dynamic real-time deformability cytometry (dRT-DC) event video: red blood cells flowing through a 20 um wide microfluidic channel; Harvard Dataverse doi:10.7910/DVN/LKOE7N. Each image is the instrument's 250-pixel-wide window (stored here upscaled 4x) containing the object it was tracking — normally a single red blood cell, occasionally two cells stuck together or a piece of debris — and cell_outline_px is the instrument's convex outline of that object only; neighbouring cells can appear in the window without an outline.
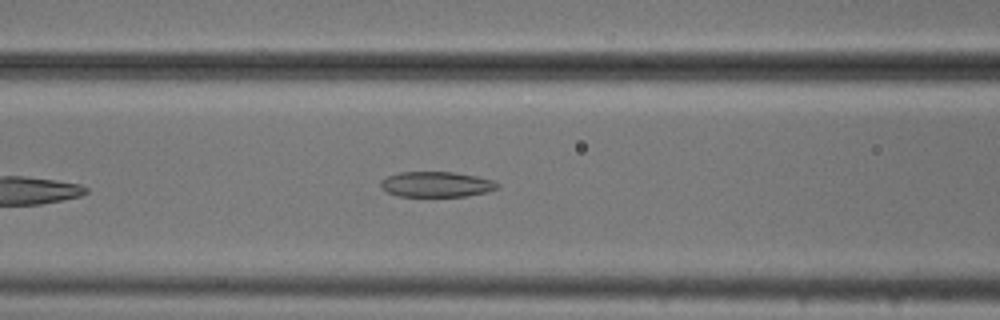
{"species": "common noctule bat (a hibernating species)", "species_latin": "Nyctalus noctula", "temperature_condition": "cold", "stored_images_in_passage": 40, "camera_frame_rate_fps": 3000, "um_per_image_px": 0.085, "animal": {"sex": "male", "body_mass_g": 20.5, "forearm_length_mm": 52.5}, "frame": {"image": 1, "passage_image": 9, "time_ms": 2.667, "image_size_px": [1000, 320], "cell_outline_px": [[500, 184], [496, 188], [488, 192], [468, 196], [400, 196], [388, 192], [380, 184], [380, 180], [388, 176], [400, 172], [452, 172], [476, 176], [492, 180]], "centroid_in_image_um": [37.11, 15.67], "position_along_channel_um": 129.5, "area_um2": 17.11}}
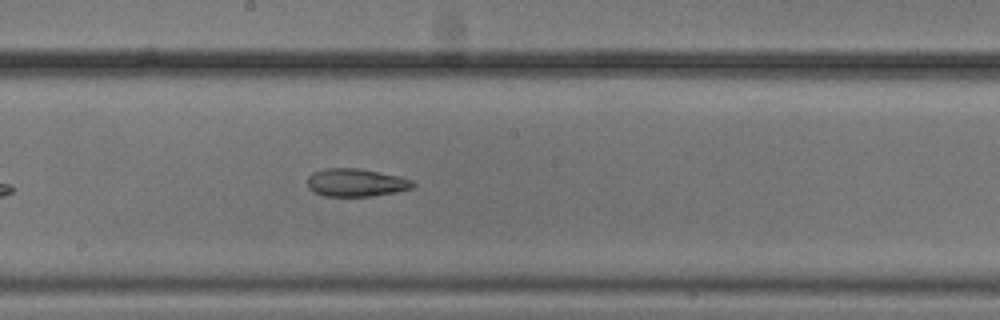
{"frame": {"image": 2, "passage_image": 16, "time_ms": 5.0, "image_size_px": [1000, 320], "cell_outline_px": [[416, 184], [412, 188], [396, 192], [372, 196], [324, 196], [312, 192], [308, 188], [308, 176], [312, 172], [324, 168], [360, 168], [396, 176], [412, 180]], "centroid_in_image_um": [30.21, 15.52], "position_along_channel_um": 218.0, "area_um2": 17.22}}
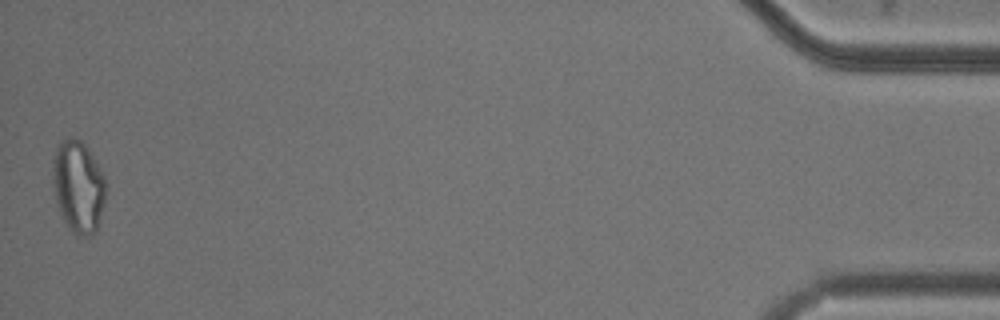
{"frame": {"image": 3, "passage_image": 40, "time_ms": 13.0, "image_size_px": [1000, 320], "cell_outline_px": [[104, 204], [96, 232], [92, 236], [76, 236], [72, 232], [64, 220], [56, 204], [52, 180], [52, 160], [56, 144], [64, 136], [72, 136], [80, 140], [88, 148], [96, 160], [104, 176]], "centroid_in_image_um": [6.61, 15.82], "position_along_channel_um": 428.6, "area_um2": 29.02}, "authors_computed_cell_mechanics": {"area_um2": 19.5653, "velocity_mm_per_s": 3.7885, "shape_relaxation_time_tau1_ms": null, "shape_relaxation_time_tau2_ms": 5.4227, "deformation_change_tau1": null, "deformation_change_tau2": 0.1364}}